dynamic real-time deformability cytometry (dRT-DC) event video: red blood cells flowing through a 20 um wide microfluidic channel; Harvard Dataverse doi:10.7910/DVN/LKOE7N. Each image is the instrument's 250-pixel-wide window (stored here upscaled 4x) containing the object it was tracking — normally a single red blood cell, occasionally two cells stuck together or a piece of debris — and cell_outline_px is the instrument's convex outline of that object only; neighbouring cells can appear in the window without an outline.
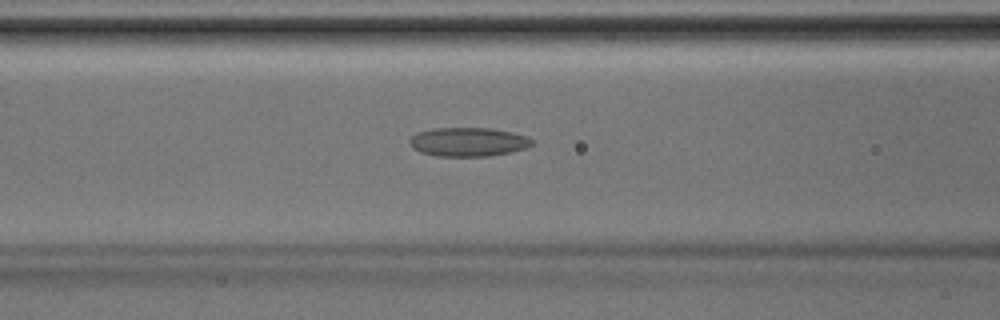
{"species": "Egyptian fruit bat (a non-hibernating species)", "species_latin": "Rousettus aegyptiacus", "temperature_condition": "room temperature", "stored_images_in_passage": 25, "camera_frame_rate_fps": 3000, "um_per_image_px": 0.085, "animal": {"sex": "male"}, "frame": {"image": 1, "passage_image": 8, "time_ms": 2.333, "image_size_px": [1000, 320], "cell_outline_px": [[532, 144], [528, 148], [488, 156], [436, 156], [420, 152], [412, 148], [408, 140], [416, 132], [432, 128], [492, 128], [512, 132], [528, 136], [532, 140]], "centroid_in_image_um": [39.77, 12.05], "position_along_channel_um": 126.8, "area_um2": 20.75}}
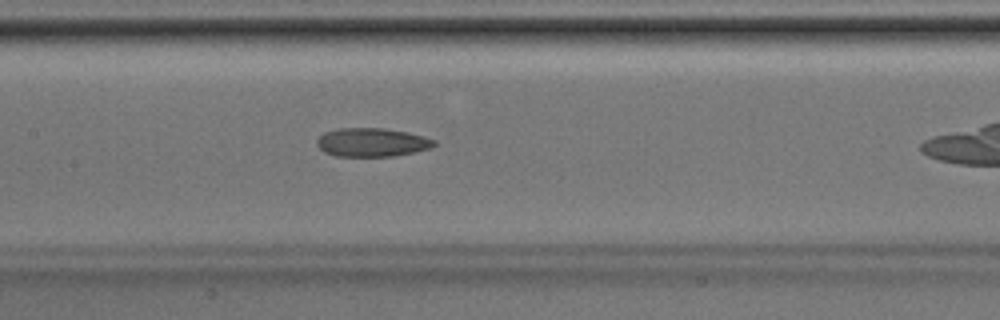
{"frame": {"image": 2, "passage_image": 11, "time_ms": 3.333, "image_size_px": [1000, 320], "cell_outline_px": [[436, 144], [432, 148], [392, 156], [336, 156], [324, 152], [316, 144], [316, 140], [324, 132], [340, 128], [384, 128], [408, 132], [424, 136], [436, 140]], "centroid_in_image_um": [31.62, 12.09], "position_along_channel_um": 175.8, "area_um2": 19.59}}